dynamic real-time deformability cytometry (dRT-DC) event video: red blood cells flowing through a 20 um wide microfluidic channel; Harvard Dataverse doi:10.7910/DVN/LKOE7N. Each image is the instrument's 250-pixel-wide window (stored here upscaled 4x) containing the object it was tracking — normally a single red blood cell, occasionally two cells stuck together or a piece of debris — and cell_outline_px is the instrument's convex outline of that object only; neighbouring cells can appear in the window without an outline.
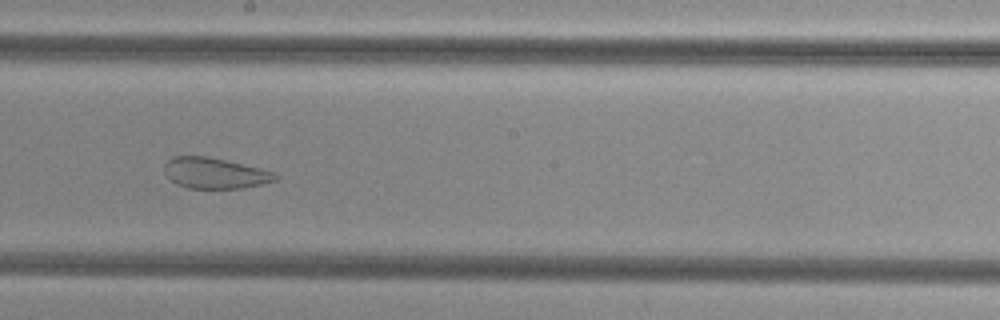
{"species": "common noctule bat (a hibernating species)", "species_latin": "Nyctalus noctula", "temperature_condition": "cold", "stored_images_in_passage": 39, "camera_frame_rate_fps": 3000, "um_per_image_px": 0.085, "animal": {"sex": "female", "body_mass_g": 29.2, "forearm_length_mm": 56.3}, "frame": {"image": 1, "passage_image": 20, "time_ms": 6.333, "image_size_px": [1000, 320], "cell_outline_px": [[280, 176], [276, 180], [244, 188], [188, 188], [176, 184], [164, 172], [164, 164], [172, 156], [204, 156], [224, 160], [260, 168], [276, 172]], "centroid_in_image_um": [18.27, 14.72], "position_along_channel_um": 229.9, "area_um2": 19.83}}
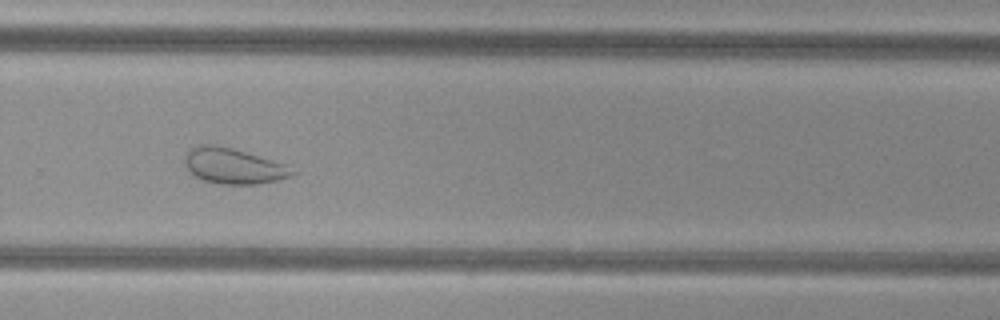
{"frame": {"image": 2, "passage_image": 26, "time_ms": 8.333, "image_size_px": [1000, 320], "cell_outline_px": [[296, 172], [292, 176], [260, 184], [220, 184], [200, 180], [192, 176], [188, 172], [184, 164], [184, 156], [196, 144], [212, 144], [232, 148], [288, 164]], "centroid_in_image_um": [19.81, 14.12], "position_along_channel_um": 310.0, "area_um2": 22.72}}
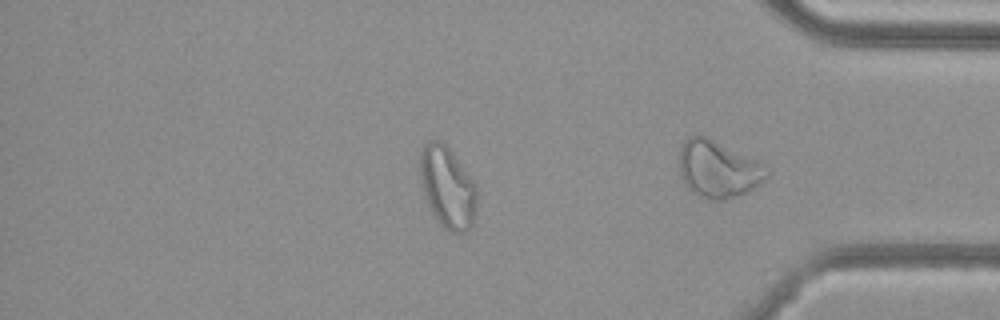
{"frame": {"image": 3, "passage_image": 31, "time_ms": 10.0, "image_size_px": [1000, 320], "cell_outline_px": [[476, 208], [472, 228], [464, 232], [448, 232], [440, 224], [428, 208], [424, 196], [420, 180], [420, 152], [424, 144], [428, 140], [440, 140], [448, 148], [472, 180], [476, 188]], "centroid_in_image_um": [38.0, 15.96], "position_along_channel_um": 397.2, "area_um2": 26.99}}